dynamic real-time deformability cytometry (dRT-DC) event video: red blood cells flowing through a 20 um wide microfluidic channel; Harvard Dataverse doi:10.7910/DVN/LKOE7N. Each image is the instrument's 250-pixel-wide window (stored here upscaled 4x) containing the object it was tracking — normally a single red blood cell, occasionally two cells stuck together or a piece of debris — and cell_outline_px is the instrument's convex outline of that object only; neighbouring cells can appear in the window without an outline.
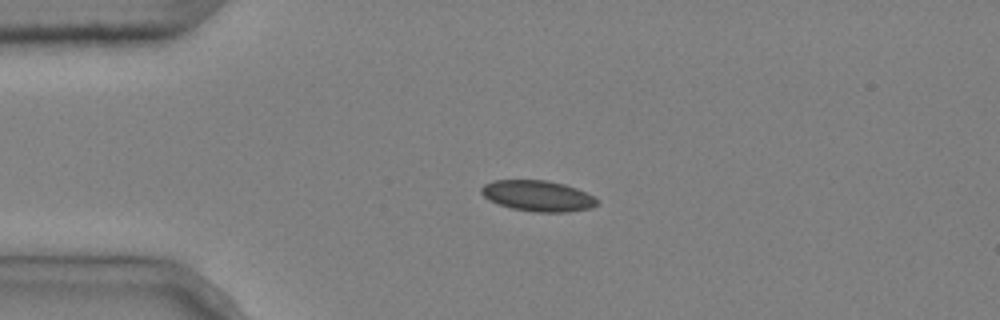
{"species": "common noctule bat (a hibernating species)", "species_latin": "Nyctalus noctula", "temperature_condition": "cold", "stored_images_in_passage": 4, "camera_frame_rate_fps": 3000, "um_per_image_px": 0.085, "animal": {"sex": "male", "body_mass_g": 20.4}, "frame": {"image": 1, "passage_image": 2, "time_ms": 0.333, "image_size_px": [1000, 320], "cell_outline_px": [[600, 204], [592, 208], [568, 212], [536, 212], [512, 208], [488, 200], [480, 192], [480, 188], [484, 184], [496, 180], [544, 180], [564, 184], [576, 188], [600, 200]], "centroid_in_image_um": [45.74, 16.65], "position_along_channel_um": 39.3, "area_um2": 20.81}}